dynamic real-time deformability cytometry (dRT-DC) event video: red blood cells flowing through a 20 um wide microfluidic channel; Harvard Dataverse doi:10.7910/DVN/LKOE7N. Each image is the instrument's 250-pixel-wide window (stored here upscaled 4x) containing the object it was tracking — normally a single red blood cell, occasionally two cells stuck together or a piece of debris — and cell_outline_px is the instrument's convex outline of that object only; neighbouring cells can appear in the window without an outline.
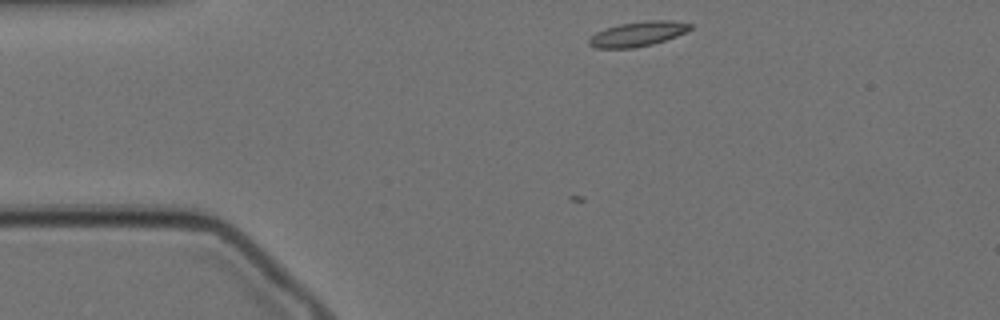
{"species": "Egyptian fruit bat (a non-hibernating species)", "species_latin": "Rousettus aegyptiacus", "temperature_condition": "cold", "stored_images_in_passage": 3, "camera_frame_rate_fps": 3000, "um_per_image_px": 0.085, "animal": {"sex": "female"}, "frame": {"image": 1, "passage_image": 1, "time_ms": 0.0, "image_size_px": [1000, 320], "cell_outline_px": [[692, 28], [676, 36], [652, 44], [632, 48], [596, 48], [588, 44], [588, 40], [596, 32], [604, 28], [620, 24], [648, 20], [672, 20], [692, 24]], "centroid_in_image_um": [54.19, 2.88], "position_along_channel_um": 30.8, "area_um2": 14.51}}